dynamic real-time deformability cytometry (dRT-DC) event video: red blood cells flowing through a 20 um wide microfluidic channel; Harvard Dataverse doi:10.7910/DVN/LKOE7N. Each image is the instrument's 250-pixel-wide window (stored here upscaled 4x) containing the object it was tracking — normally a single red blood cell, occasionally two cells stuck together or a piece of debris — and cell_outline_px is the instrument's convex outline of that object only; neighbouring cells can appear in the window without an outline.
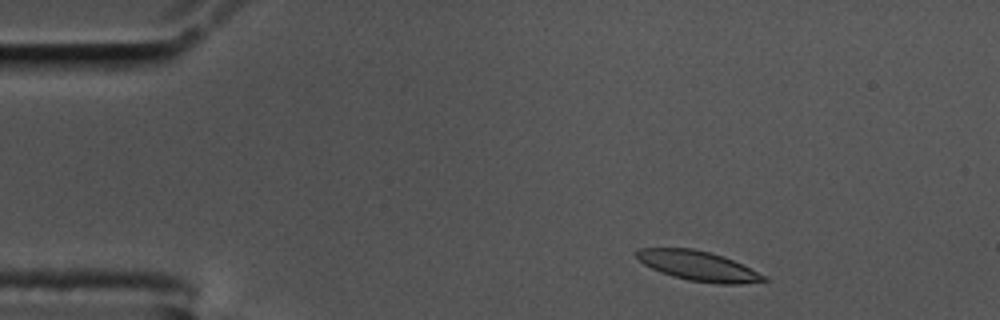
{"species": "common noctule bat (a hibernating species)", "species_latin": "Nyctalus noctula", "temperature_condition": "cold", "stored_images_in_passage": 50, "camera_frame_rate_fps": 3000, "um_per_image_px": 0.085, "animal": {"sex": "male", "body_mass_g": 17.5, "forearm_length_mm": 52.3}, "frame": {"image": 1, "passage_image": 1, "time_ms": 0.0, "image_size_px": [1000, 320], "cell_outline_px": [[768, 280], [740, 284], [716, 284], [688, 280], [672, 276], [660, 272], [644, 264], [636, 256], [636, 252], [640, 248], [692, 248], [724, 256], [768, 276]], "centroid_in_image_um": [59.38, 22.61], "position_along_channel_um": 25.6, "area_um2": 22.02}}
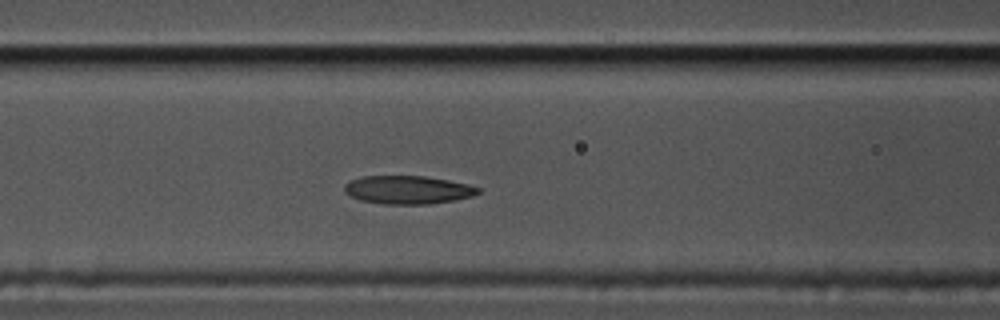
{"frame": {"image": 2, "passage_image": 16, "time_ms": 5.0, "image_size_px": [1000, 320], "cell_outline_px": [[480, 192], [472, 196], [456, 200], [428, 204], [384, 204], [360, 200], [344, 192], [344, 184], [360, 176], [424, 176], [448, 180], [468, 184], [480, 188]], "centroid_in_image_um": [34.67, 16.13], "position_along_channel_um": 131.9, "area_um2": 22.02}}
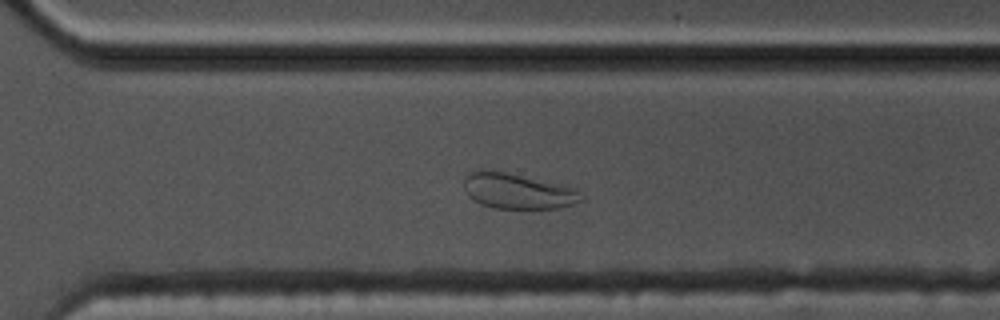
{"frame": {"image": 3, "passage_image": 33, "time_ms": 10.667, "image_size_px": [1000, 320], "cell_outline_px": [[584, 200], [572, 204], [556, 208], [496, 208], [480, 204], [472, 200], [468, 196], [464, 188], [464, 176], [468, 172], [480, 168], [504, 172], [576, 188], [584, 196]], "centroid_in_image_um": [43.95, 16.23], "position_along_channel_um": 326.7, "area_um2": 24.28}, "authors_computed_cell_mechanics": {"area_um2": 22.8599, "velocity_mm_per_s": 3.4459, "shape_relaxation_time_tau1_ms": null, "shape_relaxation_time_tau2_ms": 2.0729, "deformation_change_tau1": null, "deformation_change_tau2": 0.0703}}